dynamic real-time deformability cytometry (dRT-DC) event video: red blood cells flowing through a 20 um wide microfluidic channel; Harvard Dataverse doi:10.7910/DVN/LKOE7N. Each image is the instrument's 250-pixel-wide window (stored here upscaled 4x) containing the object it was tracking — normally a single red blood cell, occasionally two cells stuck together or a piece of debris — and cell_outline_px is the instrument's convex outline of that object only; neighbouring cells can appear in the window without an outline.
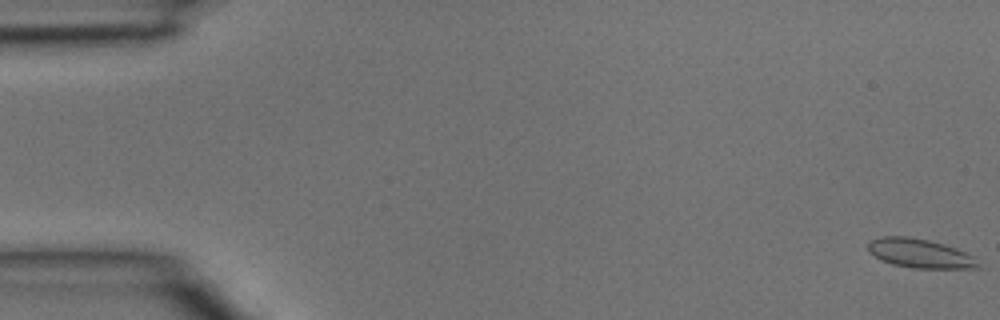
{"species": "common noctule bat (a hibernating species)", "species_latin": "Nyctalus noctula", "temperature_condition": "room temperature", "stored_images_in_passage": 42, "camera_frame_rate_fps": 3000, "um_per_image_px": 0.085, "animal": {"sex": "male", "body_mass_g": 15.6}, "frame": {"image": 1, "passage_image": 1, "time_ms": 0.0, "image_size_px": [1000, 320], "cell_outline_px": [[980, 268], [912, 268], [892, 264], [880, 260], [868, 252], [868, 244], [872, 240], [880, 236], [908, 236], [928, 240], [944, 244], [956, 248], [972, 256]], "centroid_in_image_um": [78.13, 21.53], "position_along_channel_um": 6.9, "area_um2": 18.55}}
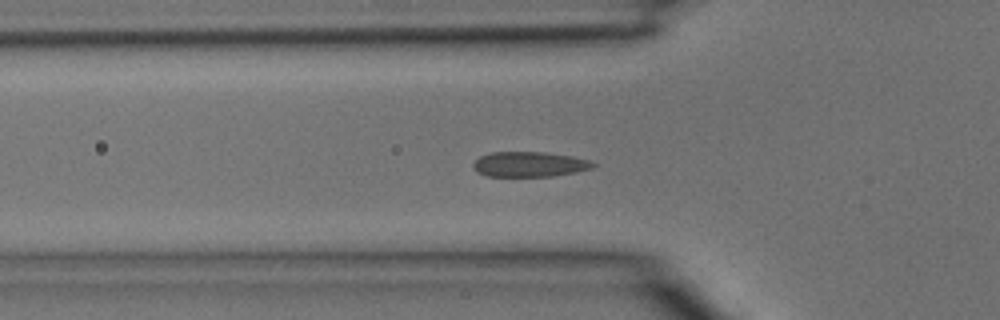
{"frame": {"image": 2, "passage_image": 14, "time_ms": 4.333, "image_size_px": [1000, 320], "cell_outline_px": [[596, 164], [592, 168], [576, 172], [552, 176], [488, 176], [476, 172], [472, 168], [472, 164], [480, 156], [492, 152], [544, 152], [572, 156], [588, 160]], "centroid_in_image_um": [44.97, 13.96], "position_along_channel_um": 80.8, "area_um2": 17.51}}
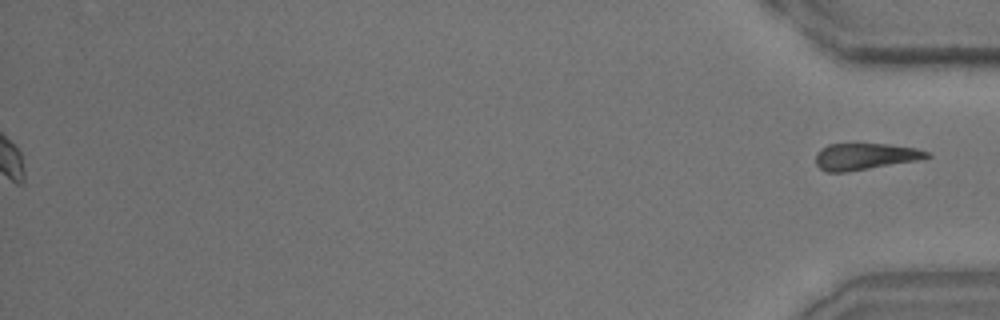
{"frame": {"image": 3, "passage_image": 42, "time_ms": 13.667, "image_size_px": [1000, 320], "cell_outline_px": [[932, 156], [920, 160], [848, 172], [824, 172], [816, 164], [816, 152], [820, 148], [828, 144], [888, 144], [916, 148], [928, 152]], "centroid_in_image_um": [73.52, 13.31], "position_along_channel_um": 361.7, "area_um2": 17.4}}